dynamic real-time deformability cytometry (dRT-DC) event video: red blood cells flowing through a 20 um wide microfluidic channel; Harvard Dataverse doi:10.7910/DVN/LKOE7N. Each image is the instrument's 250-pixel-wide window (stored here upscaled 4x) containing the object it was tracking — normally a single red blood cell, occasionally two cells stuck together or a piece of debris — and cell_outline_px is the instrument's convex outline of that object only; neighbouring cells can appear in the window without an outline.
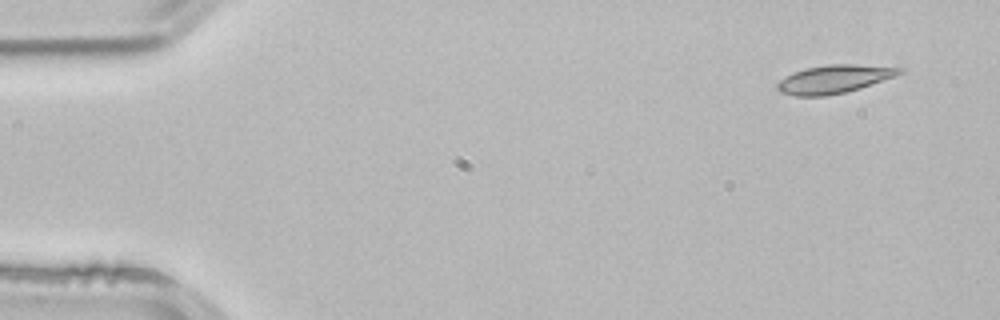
{"species": "common noctule bat (a hibernating species)", "species_latin": "Nyctalus noctula", "temperature_condition": "room temperature", "stored_images_in_passage": 3, "camera_frame_rate_fps": 3000, "um_per_image_px": 0.085, "animal": {"sex": "male", "body_mass_g": 21.5, "forearm_length_mm": 52.0}, "frame": {"image": 1, "passage_image": 1, "time_ms": 0.0, "image_size_px": [1000, 320], "cell_outline_px": [[904, 72], [896, 76], [860, 88], [844, 92], [824, 96], [792, 96], [780, 92], [776, 88], [776, 84], [780, 80], [792, 72], [804, 68], [828, 64], [856, 64], [904, 68]], "centroid_in_image_um": [70.88, 6.72], "position_along_channel_um": 14.1, "area_um2": 20.23}}
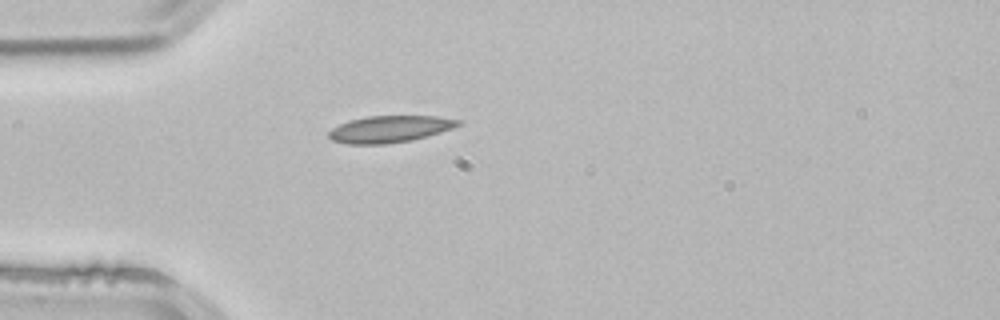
{"frame": {"image": 2, "passage_image": 3, "time_ms": 0.667, "image_size_px": [1000, 320], "cell_outline_px": [[464, 124], [440, 132], [412, 140], [384, 144], [348, 144], [332, 140], [328, 136], [328, 132], [332, 128], [348, 120], [368, 116], [436, 116], [464, 120]], "centroid_in_image_um": [33.16, 10.96], "position_along_channel_um": 51.8, "area_um2": 20.29}}